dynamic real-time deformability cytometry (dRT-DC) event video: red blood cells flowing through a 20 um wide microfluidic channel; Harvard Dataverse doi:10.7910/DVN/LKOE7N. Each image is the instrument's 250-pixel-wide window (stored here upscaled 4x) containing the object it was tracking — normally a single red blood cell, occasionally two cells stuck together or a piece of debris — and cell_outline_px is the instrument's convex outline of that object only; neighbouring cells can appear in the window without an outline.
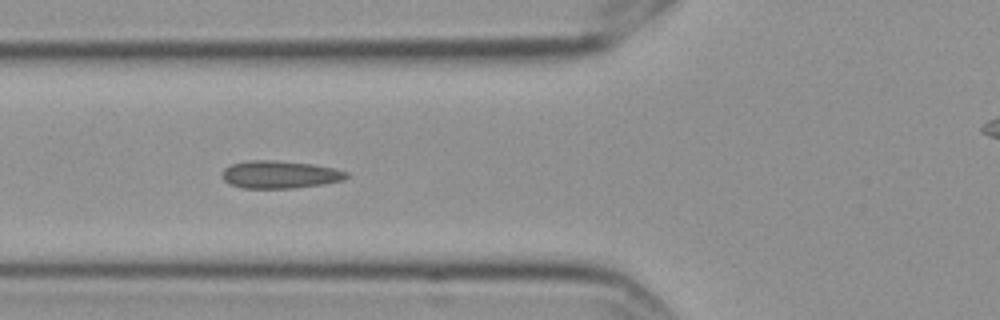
{"species": "Egyptian fruit bat (a non-hibernating species)", "species_latin": "Rousettus aegyptiacus", "temperature_condition": "cold", "stored_images_in_passage": 10, "camera_frame_rate_fps": 3000, "um_per_image_px": 0.085, "frame": {"image": 1, "passage_image": 7, "time_ms": 2.0, "image_size_px": [1000, 320], "cell_outline_px": [[348, 176], [344, 180], [324, 184], [292, 188], [240, 188], [224, 180], [220, 176], [220, 172], [224, 168], [232, 164], [248, 160], [276, 160], [312, 164], [332, 168], [348, 172]], "centroid_in_image_um": [23.75, 14.83], "position_along_channel_um": 102.0, "area_um2": 20.11}}
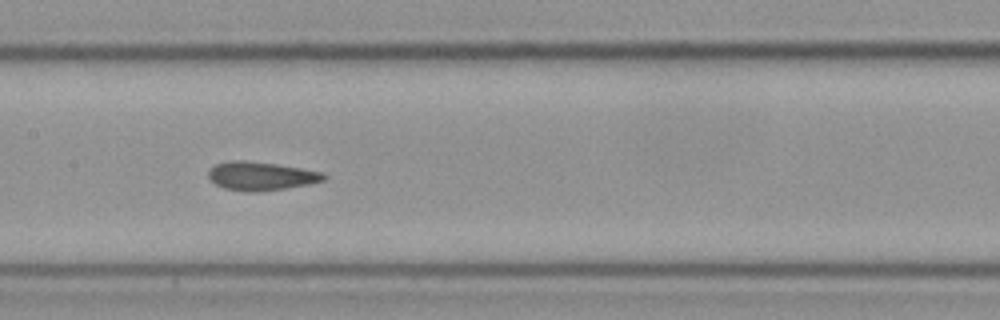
{"frame": {"image": 2, "passage_image": 9, "time_ms": 2.667, "image_size_px": [1000, 320], "cell_outline_px": [[328, 176], [324, 180], [308, 184], [284, 188], [256, 192], [244, 192], [224, 188], [216, 184], [208, 176], [208, 168], [216, 164], [232, 160], [244, 160], [276, 164], [324, 172]], "centroid_in_image_um": [22.17, 14.96], "position_along_channel_um": 185.2, "area_um2": 19.19}}
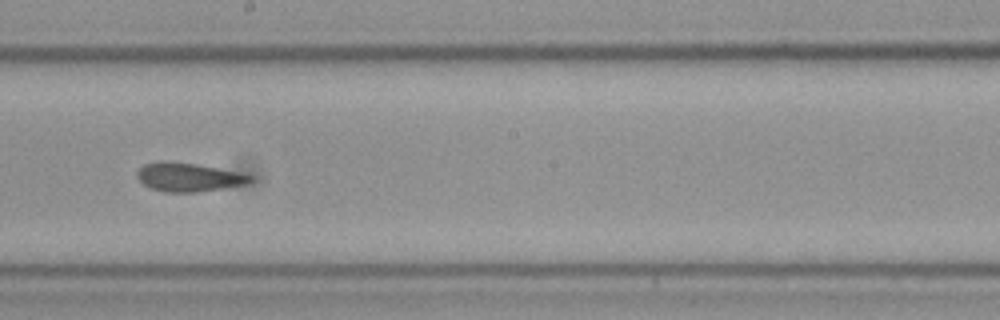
{"frame": {"image": 3, "passage_image": 10, "time_ms": 3.0, "image_size_px": [1000, 320], "cell_outline_px": [[252, 180], [244, 184], [196, 192], [164, 192], [152, 188], [144, 184], [136, 176], [136, 172], [144, 164], [164, 160], [196, 164], [236, 172], [252, 176]], "centroid_in_image_um": [15.96, 15.05], "position_along_channel_um": 232.2, "area_um2": 18.5}}